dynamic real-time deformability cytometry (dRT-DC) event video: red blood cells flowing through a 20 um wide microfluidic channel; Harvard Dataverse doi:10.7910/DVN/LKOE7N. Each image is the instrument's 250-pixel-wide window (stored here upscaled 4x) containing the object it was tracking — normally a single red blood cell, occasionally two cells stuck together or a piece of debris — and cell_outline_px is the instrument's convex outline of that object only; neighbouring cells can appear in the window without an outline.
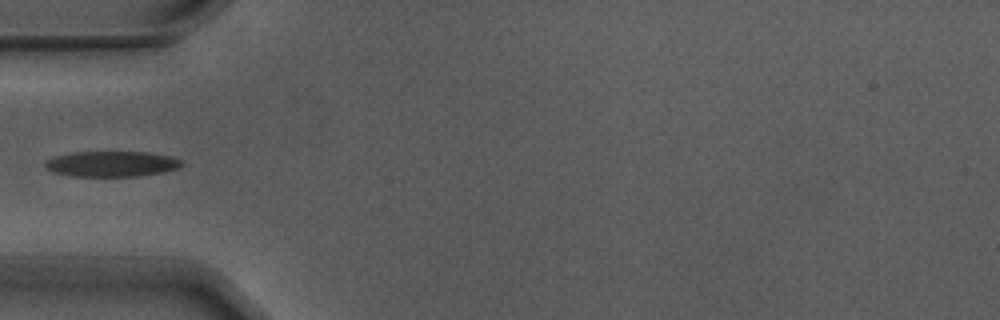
{"species": "Egyptian fruit bat (a non-hibernating species)", "species_latin": "Rousettus aegyptiacus", "temperature_condition": "warm", "stored_images_in_passage": 5, "camera_frame_rate_fps": 3000, "um_per_image_px": 0.085, "animal": {"sex": "male"}, "frame": {"image": 1, "passage_image": 4, "time_ms": 1.0, "image_size_px": [1000, 320], "cell_outline_px": [[184, 164], [176, 168], [164, 172], [136, 176], [72, 176], [52, 172], [44, 164], [48, 160], [56, 156], [72, 152], [148, 152], [168, 156], [180, 160]], "centroid_in_image_um": [9.48, 13.93], "position_along_channel_um": 75.5, "area_um2": 20.06}}